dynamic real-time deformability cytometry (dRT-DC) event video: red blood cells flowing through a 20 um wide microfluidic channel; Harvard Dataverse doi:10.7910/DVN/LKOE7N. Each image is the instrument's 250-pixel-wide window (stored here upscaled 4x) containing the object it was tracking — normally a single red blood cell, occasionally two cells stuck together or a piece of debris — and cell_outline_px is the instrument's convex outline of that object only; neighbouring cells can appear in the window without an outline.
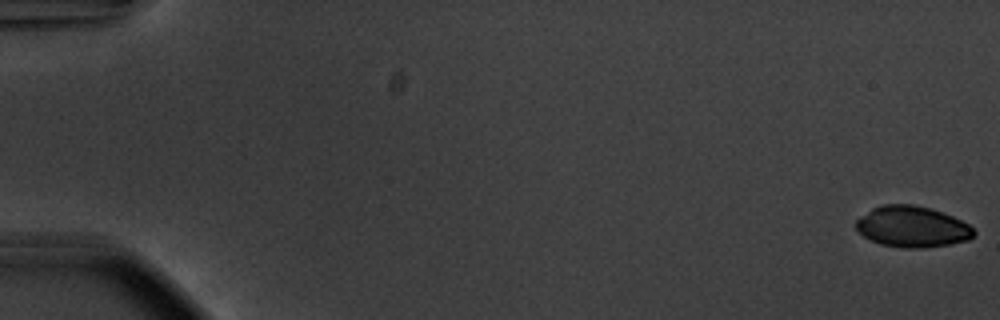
{"species": "common noctule bat (a hibernating species)", "species_latin": "Nyctalus noctula", "temperature_condition": "warm", "stored_images_in_passage": 55, "camera_frame_rate_fps": 3000, "um_per_image_px": 0.085, "animal": {"sex": "male", "body_mass_g": 20.1, "forearm_length_mm": 53.5}, "frame": {"image": 1, "passage_image": 1, "time_ms": 0.0, "image_size_px": [1000, 320], "cell_outline_px": [[976, 232], [968, 240], [948, 244], [920, 248], [904, 248], [880, 244], [864, 236], [856, 228], [856, 220], [872, 208], [880, 204], [916, 204], [952, 216], [968, 224]], "centroid_in_image_um": [77.52, 19.26], "position_along_channel_um": 7.5, "area_um2": 27.92}}
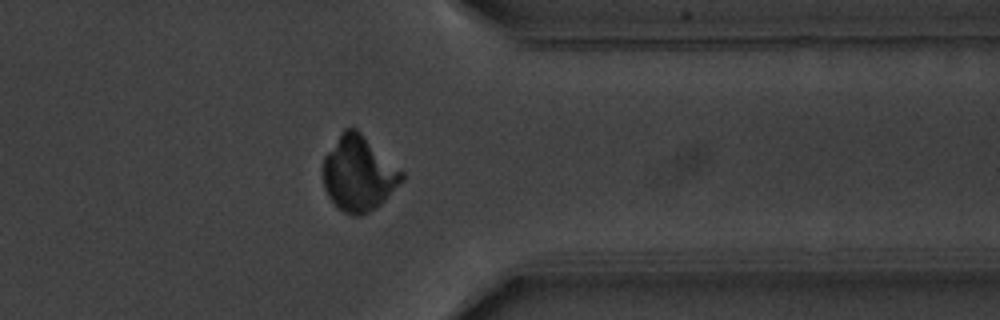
{"frame": {"image": 2, "passage_image": 45, "time_ms": 14.667, "image_size_px": [1000, 320], "cell_outline_px": [[404, 180], [376, 208], [360, 216], [352, 216], [344, 212], [328, 196], [324, 188], [324, 156], [344, 128], [356, 128], [404, 172]], "centroid_in_image_um": [30.5, 14.76], "position_along_channel_um": 380.9, "area_um2": 34.1}}
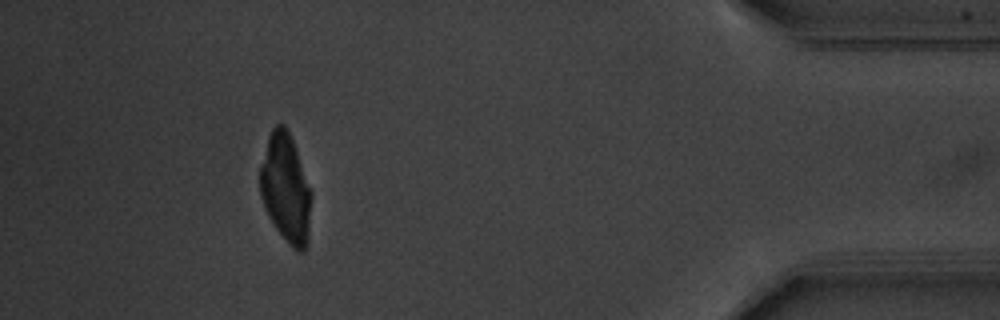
{"frame": {"image": 3, "passage_image": 51, "time_ms": 16.667, "image_size_px": [1000, 320], "cell_outline_px": [[312, 196], [308, 244], [304, 252], [300, 252], [292, 248], [288, 244], [276, 228], [268, 216], [264, 208], [260, 196], [260, 168], [268, 136], [272, 128], [276, 124], [284, 124], [292, 140], [312, 192]], "centroid_in_image_um": [24.29, 16.07], "position_along_channel_um": 410.9, "area_um2": 32.6}}